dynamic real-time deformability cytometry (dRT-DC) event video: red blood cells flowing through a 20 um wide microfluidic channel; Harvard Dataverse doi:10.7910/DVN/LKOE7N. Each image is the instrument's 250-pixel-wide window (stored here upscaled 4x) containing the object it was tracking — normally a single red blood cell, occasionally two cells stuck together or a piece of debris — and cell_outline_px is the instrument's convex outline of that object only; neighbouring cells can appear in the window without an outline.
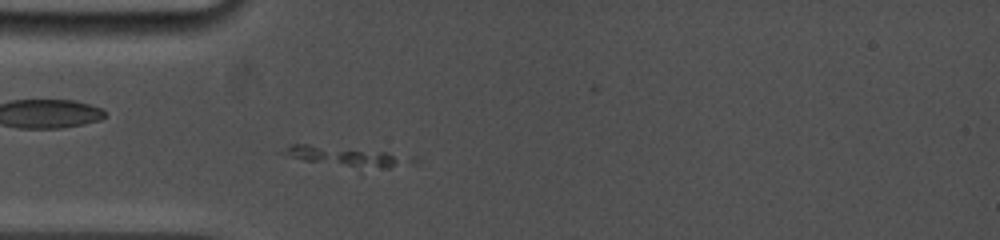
{"species": "common noctule bat (a hibernating species)", "species_latin": "Nyctalus noctula", "temperature_condition": "cold", "stored_images_in_passage": 28, "camera_frame_rate_fps": 5000, "um_per_image_px": 0.085, "animal": {"sex": "female", "body_mass_g": 19.0, "forearm_length_mm": 53.3}, "frame": {"image": 1, "passage_image": 1, "time_ms": 0.0, "image_size_px": [1000, 240], "cell_outline_px": [[420, 156], [412, 164], [360, 176], [304, 160], [280, 152], [292, 144], [308, 144], [388, 152]], "centroid_in_image_um": [29.75, 13.46], "position_along_channel_um": 55.3, "area_um2": 17.51}}
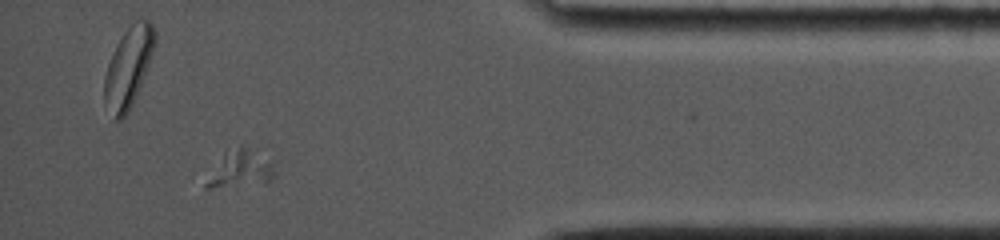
{"frame": {"image": 2, "passage_image": 25, "time_ms": 10.0, "image_size_px": [1000, 240], "cell_outline_px": [[276, 172], [264, 184], [208, 188], [204, 188], [204, 184], [224, 152], [240, 148], [244, 148], [276, 160]], "centroid_in_image_um": [20.51, 14.41], "position_along_channel_um": 414.7, "area_um2": 14.62}}